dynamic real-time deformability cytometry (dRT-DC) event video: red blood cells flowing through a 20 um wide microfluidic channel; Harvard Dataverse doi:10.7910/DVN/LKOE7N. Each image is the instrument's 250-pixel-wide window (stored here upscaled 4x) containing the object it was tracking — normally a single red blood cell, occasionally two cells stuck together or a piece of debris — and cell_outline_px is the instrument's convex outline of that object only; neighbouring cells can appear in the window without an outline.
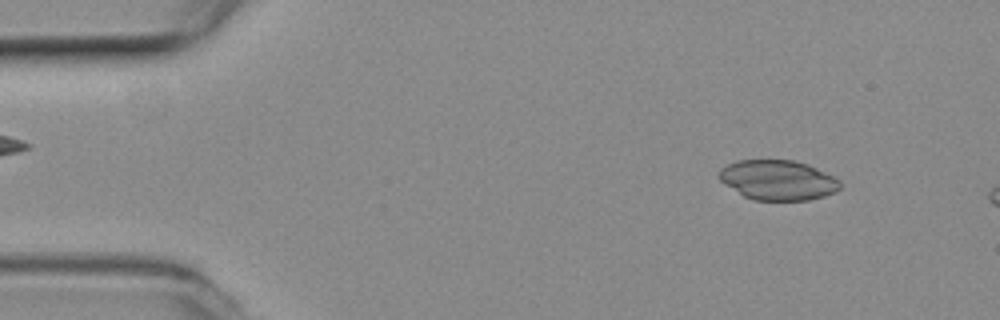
{"species": "common noctule bat (a hibernating species)", "species_latin": "Nyctalus noctula", "temperature_condition": "room temperature", "stored_images_in_passage": 11, "camera_frame_rate_fps": 3000, "um_per_image_px": 0.085, "animal": {"sex": "female", "body_mass_g": 19.3, "forearm_length_mm": 54.1}, "frame": {"image": 1, "passage_image": 5, "time_ms": 1.333, "image_size_px": [1000, 320], "cell_outline_px": [[840, 188], [836, 192], [824, 196], [808, 200], [752, 200], [744, 196], [724, 184], [716, 176], [720, 168], [736, 160], [796, 160], [808, 164], [840, 180]], "centroid_in_image_um": [66.09, 15.3], "position_along_channel_um": 18.9, "area_um2": 28.32}}